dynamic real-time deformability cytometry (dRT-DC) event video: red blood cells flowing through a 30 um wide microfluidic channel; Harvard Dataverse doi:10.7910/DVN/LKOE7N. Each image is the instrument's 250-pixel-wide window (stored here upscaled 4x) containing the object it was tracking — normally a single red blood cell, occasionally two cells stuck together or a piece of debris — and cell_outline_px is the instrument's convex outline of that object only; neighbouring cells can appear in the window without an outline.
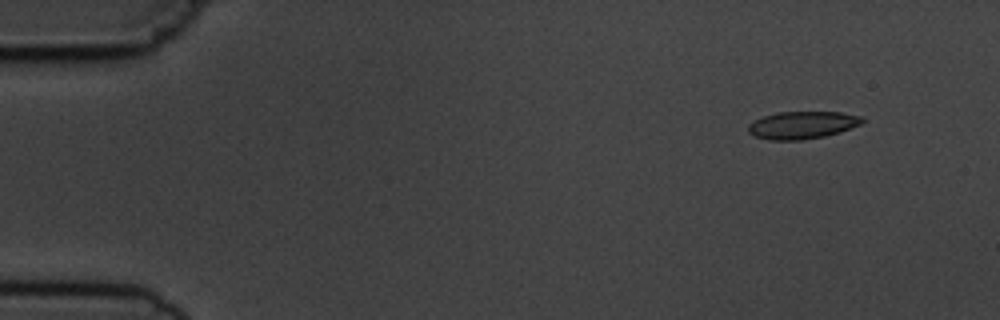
{"species": "common noctule bat (a hibernating species)", "species_latin": "Nyctalus noctula", "temperature_condition": "cold", "stored_images_in_passage": 5, "camera_frame_rate_fps": 3000, "um_per_image_px": 0.085, "animal": {"sex": "male", "body_mass_g": 19.5, "forearm_length_mm": 54.6}, "frame": {"image": 1, "passage_image": 2, "time_ms": 1.0, "image_size_px": [1000, 320], "cell_outline_px": [[864, 120], [860, 124], [840, 132], [824, 136], [804, 140], [768, 140], [756, 136], [748, 132], [748, 124], [752, 120], [764, 116], [780, 112], [840, 112], [864, 116]], "centroid_in_image_um": [68.19, 10.63], "position_along_channel_um": 16.8, "area_um2": 18.32}}
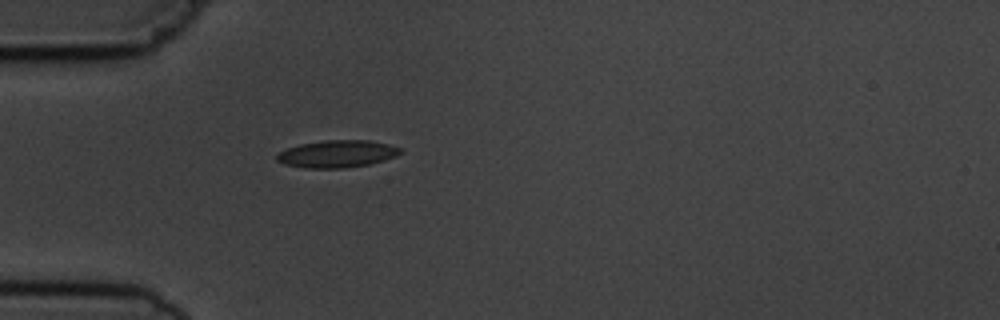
{"frame": {"image": 2, "passage_image": 5, "time_ms": 4.667, "image_size_px": [1000, 320], "cell_outline_px": [[404, 152], [396, 156], [384, 160], [368, 164], [344, 168], [304, 168], [284, 164], [276, 160], [276, 156], [280, 152], [288, 148], [300, 144], [324, 140], [368, 140], [388, 144], [400, 148]], "centroid_in_image_um": [28.66, 13.08], "position_along_channel_um": 56.3, "area_um2": 19.59}}